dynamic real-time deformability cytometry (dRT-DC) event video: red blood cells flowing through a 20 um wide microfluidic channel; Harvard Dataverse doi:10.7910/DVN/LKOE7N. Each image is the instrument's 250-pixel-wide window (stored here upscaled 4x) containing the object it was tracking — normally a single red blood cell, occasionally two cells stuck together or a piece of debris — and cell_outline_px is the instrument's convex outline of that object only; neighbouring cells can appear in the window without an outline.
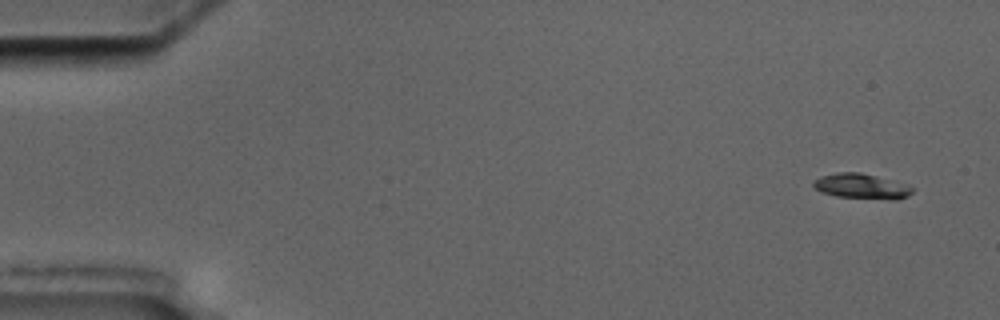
{"species": "common noctule bat (a hibernating species)", "species_latin": "Nyctalus noctula", "temperature_condition": "cold", "stored_images_in_passage": 5, "camera_frame_rate_fps": 3000, "um_per_image_px": 0.085, "animal": {"sex": "male", "body_mass_g": 17.5, "forearm_length_mm": 52.3}, "frame": {"image": 1, "passage_image": 1, "time_ms": 0.0, "image_size_px": [1000, 320], "cell_outline_px": [[912, 192], [908, 196], [896, 200], [892, 200], [836, 196], [824, 192], [816, 188], [812, 184], [812, 180], [820, 176], [836, 172], [860, 172], [912, 188]], "centroid_in_image_um": [73.13, 15.84], "position_along_channel_um": 11.9, "area_um2": 13.99}}
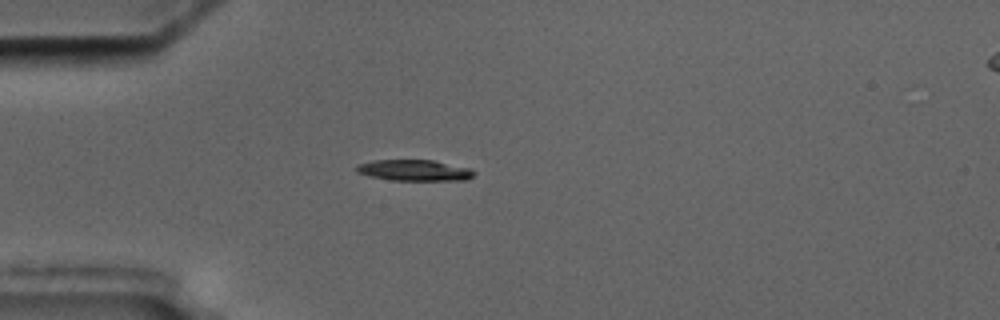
{"frame": {"image": 2, "passage_image": 5, "time_ms": 4.333, "image_size_px": [1000, 320], "cell_outline_px": [[476, 172], [468, 180], [392, 180], [368, 176], [356, 172], [356, 164], [372, 160], [432, 160], [472, 168]], "centroid_in_image_um": [35.22, 14.47], "position_along_channel_um": 49.8, "area_um2": 14.57}}